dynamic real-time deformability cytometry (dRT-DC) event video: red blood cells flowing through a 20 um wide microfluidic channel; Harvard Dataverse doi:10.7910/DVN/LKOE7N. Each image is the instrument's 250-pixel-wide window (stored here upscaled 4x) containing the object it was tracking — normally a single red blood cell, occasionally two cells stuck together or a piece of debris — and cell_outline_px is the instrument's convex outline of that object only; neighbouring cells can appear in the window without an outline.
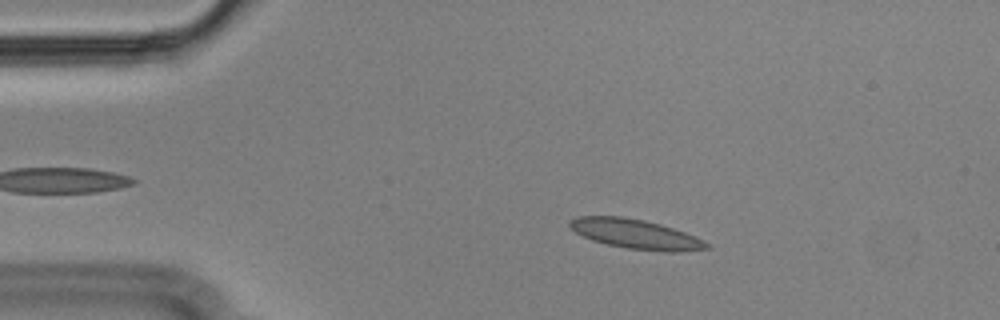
{"species": "Egyptian fruit bat (a non-hibernating species)", "species_latin": "Rousettus aegyptiacus", "temperature_condition": "cold", "stored_images_in_passage": 46, "camera_frame_rate_fps": 3000, "um_per_image_px": 0.085, "animal": {"sex": "male"}, "frame": {"image": 1, "passage_image": 9, "time_ms": 2.667, "image_size_px": [1000, 320], "cell_outline_px": [[712, 248], [676, 252], [664, 252], [628, 248], [608, 244], [592, 240], [576, 232], [568, 224], [568, 220], [576, 216], [620, 216], [644, 220], [660, 224], [684, 232], [704, 240]], "centroid_in_image_um": [54.03, 19.89], "position_along_channel_um": 31.0, "area_um2": 23.41}}
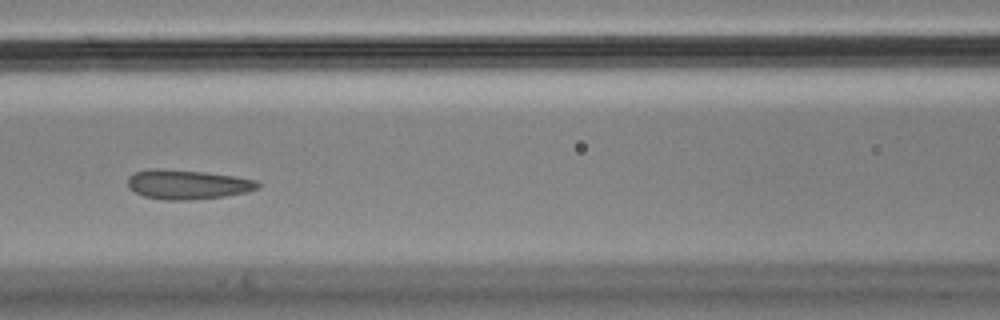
{"frame": {"image": 2, "passage_image": 23, "time_ms": 7.333, "image_size_px": [1000, 320], "cell_outline_px": [[260, 188], [244, 192], [224, 196], [184, 200], [164, 200], [144, 196], [128, 188], [128, 176], [136, 172], [156, 168], [204, 172], [232, 176], [256, 180], [260, 184]], "centroid_in_image_um": [15.91, 15.68], "position_along_channel_um": 150.7, "area_um2": 22.02}}
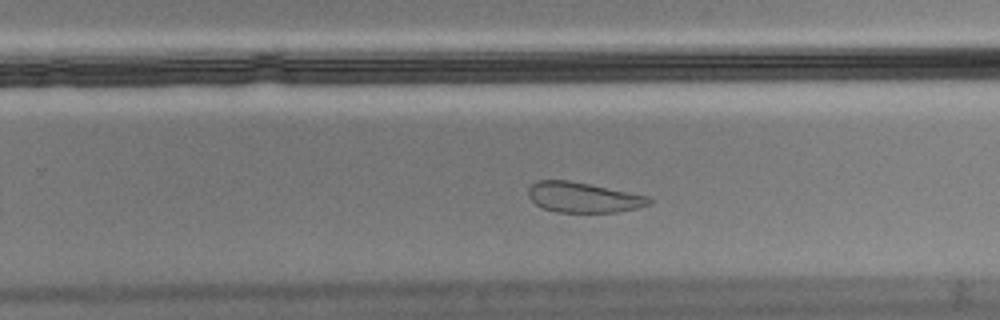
{"frame": {"image": 3, "passage_image": 34, "time_ms": 11.0, "image_size_px": [1000, 320], "cell_outline_px": [[652, 204], [636, 208], [616, 212], [556, 212], [544, 208], [536, 204], [528, 196], [528, 188], [536, 180], [568, 180], [648, 196], [652, 200]], "centroid_in_image_um": [49.56, 16.78], "position_along_channel_um": 280.2, "area_um2": 21.1}, "authors_computed_cell_mechanics": {"area_um2": 22.7732, "velocity_mm_per_s": 3.5454, "shape_relaxation_time_tau1_ms": null, "shape_relaxation_time_tau2_ms": 1.3634, "deformation_change_tau1": null, "deformation_change_tau2": 0.0632}}